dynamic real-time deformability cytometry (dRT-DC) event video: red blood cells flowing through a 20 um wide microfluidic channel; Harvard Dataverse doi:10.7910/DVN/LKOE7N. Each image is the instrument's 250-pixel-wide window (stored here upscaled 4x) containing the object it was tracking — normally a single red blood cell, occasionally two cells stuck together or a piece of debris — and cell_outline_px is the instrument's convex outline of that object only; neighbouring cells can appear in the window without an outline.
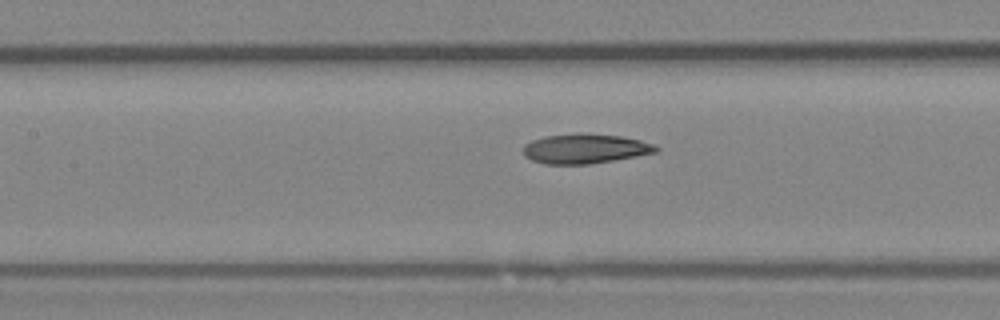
{"species": "Egyptian fruit bat (a non-hibernating species)", "species_latin": "Rousettus aegyptiacus", "temperature_condition": "room temperature", "stored_images_in_passage": 6, "camera_frame_rate_fps": 3000, "um_per_image_px": 0.085, "animal": {"sex": "female"}, "frame": {"image": 1, "passage_image": 6, "time_ms": 1.667, "image_size_px": [1000, 320], "cell_outline_px": [[660, 148], [656, 152], [636, 156], [588, 164], [544, 164], [532, 160], [524, 156], [524, 144], [532, 140], [544, 136], [580, 132], [584, 132], [620, 136], [640, 140], [652, 144]], "centroid_in_image_um": [49.69, 12.62], "position_along_channel_um": 157.7, "area_um2": 23.0}}